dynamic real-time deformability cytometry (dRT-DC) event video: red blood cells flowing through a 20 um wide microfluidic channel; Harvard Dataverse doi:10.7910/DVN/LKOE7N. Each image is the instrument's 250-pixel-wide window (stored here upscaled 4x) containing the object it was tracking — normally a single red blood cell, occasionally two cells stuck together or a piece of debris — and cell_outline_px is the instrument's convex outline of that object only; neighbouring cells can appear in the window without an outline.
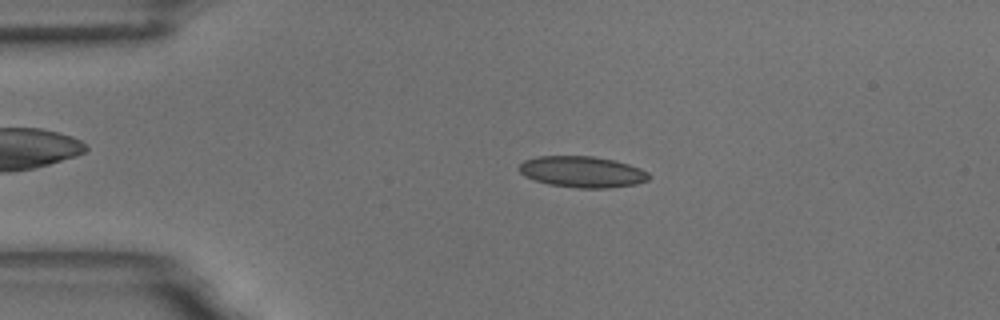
{"species": "common noctule bat (a hibernating species)", "species_latin": "Nyctalus noctula", "temperature_condition": "room temperature", "stored_images_in_passage": 58, "camera_frame_rate_fps": 3000, "um_per_image_px": 0.085, "animal": {"sex": "male", "body_mass_g": 18.8}, "frame": {"image": 1, "passage_image": 12, "time_ms": 3.667, "image_size_px": [1000, 320], "cell_outline_px": [[652, 176], [648, 180], [636, 184], [608, 188], [576, 188], [548, 184], [524, 176], [516, 168], [524, 160], [536, 156], [592, 156], [612, 160], [628, 164], [640, 168], [648, 172]], "centroid_in_image_um": [49.47, 14.61], "position_along_channel_um": 35.5, "area_um2": 23.7}}
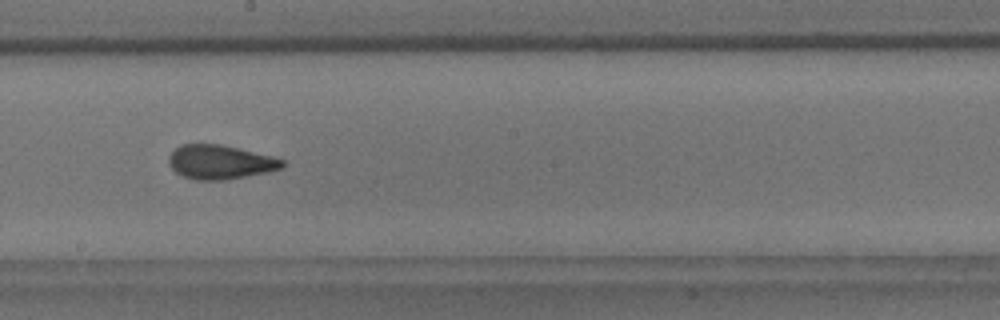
{"frame": {"image": 2, "passage_image": 32, "time_ms": 10.333, "image_size_px": [1000, 320], "cell_outline_px": [[284, 168], [268, 172], [224, 180], [196, 180], [184, 176], [176, 172], [168, 164], [168, 156], [180, 144], [220, 144], [272, 156], [284, 160]], "centroid_in_image_um": [18.71, 13.78], "position_along_channel_um": 229.5, "area_um2": 22.54}}
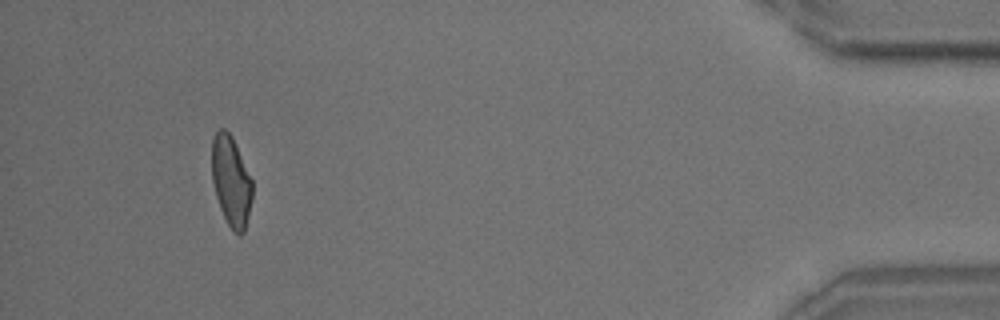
{"frame": {"image": 3, "passage_image": 54, "time_ms": 17.667, "image_size_px": [1000, 320], "cell_outline_px": [[252, 196], [248, 216], [244, 232], [240, 236], [232, 232], [220, 208], [216, 196], [212, 180], [212, 140], [216, 132], [220, 128], [224, 128], [232, 136], [252, 180]], "centroid_in_image_um": [19.64, 15.41], "position_along_channel_um": 415.6, "area_um2": 21.21}, "authors_computed_cell_mechanics": {"area_um2": 22.3975, "velocity_mm_per_s": 3.4472, "shape_relaxation_time_tau1_ms": 4.7648, "shape_relaxation_time_tau2_ms": 1.458, "deformation_change_tau1": 0.1383, "deformation_change_tau2": 0.0929}}